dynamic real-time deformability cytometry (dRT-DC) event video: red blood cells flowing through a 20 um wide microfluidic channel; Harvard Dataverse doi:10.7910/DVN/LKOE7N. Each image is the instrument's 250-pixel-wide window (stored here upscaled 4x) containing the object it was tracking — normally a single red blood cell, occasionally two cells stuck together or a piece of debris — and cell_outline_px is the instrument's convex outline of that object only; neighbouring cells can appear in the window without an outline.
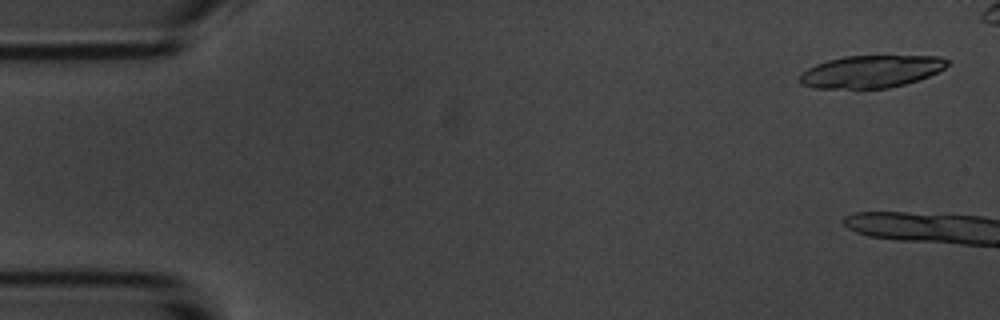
{"species": "common noctule bat (a hibernating species)", "species_latin": "Nyctalus noctula", "temperature_condition": "room temperature", "stored_images_in_passage": 5, "camera_frame_rate_fps": 3000, "um_per_image_px": 0.085, "animal": {"sex": "male", "body_mass_g": 20.1, "forearm_length_mm": 53.5}, "frame": {"image": 1, "passage_image": 1, "time_ms": 0.0, "image_size_px": [1000, 320], "cell_outline_px": [[952, 60], [944, 68], [928, 76], [904, 84], [888, 88], [816, 88], [800, 84], [800, 72], [816, 64], [828, 60], [844, 56], [940, 56]], "centroid_in_image_um": [74.04, 6.07], "position_along_channel_um": 11.0, "area_um2": 27.74}}